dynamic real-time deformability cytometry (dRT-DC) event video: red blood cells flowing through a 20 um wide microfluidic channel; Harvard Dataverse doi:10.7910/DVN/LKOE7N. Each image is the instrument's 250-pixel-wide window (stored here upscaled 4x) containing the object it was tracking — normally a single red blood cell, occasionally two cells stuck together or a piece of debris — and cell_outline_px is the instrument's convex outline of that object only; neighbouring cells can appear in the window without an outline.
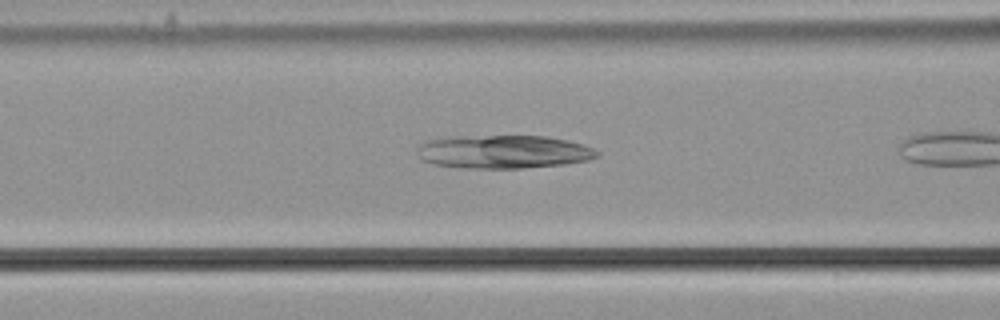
{"species": "common noctule bat (a hibernating species)", "species_latin": "Nyctalus noctula", "temperature_condition": "cold", "stored_images_in_passage": 8, "camera_frame_rate_fps": 3000, "um_per_image_px": 0.085, "animal": {"sex": "male", "body_mass_g": 21.5, "forearm_length_mm": 52.0}, "frame": {"image": 1, "passage_image": 6, "time_ms": 1.667, "image_size_px": [1000, 320], "cell_outline_px": [[600, 156], [588, 160], [564, 164], [520, 168], [464, 168], [432, 164], [420, 160], [416, 152], [416, 148], [424, 140], [448, 136], [548, 136], [568, 140], [592, 148], [600, 152]], "centroid_in_image_um": [42.72, 12.89], "position_along_channel_um": 123.9, "area_um2": 35.37}}